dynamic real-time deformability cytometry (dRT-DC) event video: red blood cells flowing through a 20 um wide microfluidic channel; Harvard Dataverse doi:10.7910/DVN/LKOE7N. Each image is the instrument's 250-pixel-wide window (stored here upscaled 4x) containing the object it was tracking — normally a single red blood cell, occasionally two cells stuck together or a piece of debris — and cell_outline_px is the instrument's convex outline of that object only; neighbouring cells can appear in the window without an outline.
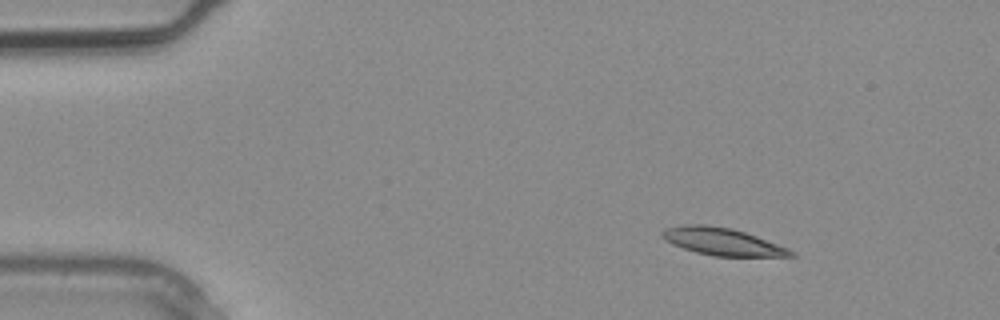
{"species": "common noctule bat (a hibernating species)", "species_latin": "Nyctalus noctula", "temperature_condition": "warm", "stored_images_in_passage": 1, "camera_frame_rate_fps": 3000, "um_per_image_px": 0.085, "animal": {"sex": "male", "body_mass_g": 20.4}, "frame": {"image": 1, "passage_image": 1, "time_ms": 0.0, "image_size_px": [1000, 320], "cell_outline_px": [[796, 256], [712, 256], [696, 252], [672, 244], [664, 240], [660, 236], [660, 232], [664, 228], [684, 224], [704, 224], [732, 228], [756, 236], [788, 248], [796, 252]], "centroid_in_image_um": [61.35, 20.53], "position_along_channel_um": 23.7, "area_um2": 20.58}}